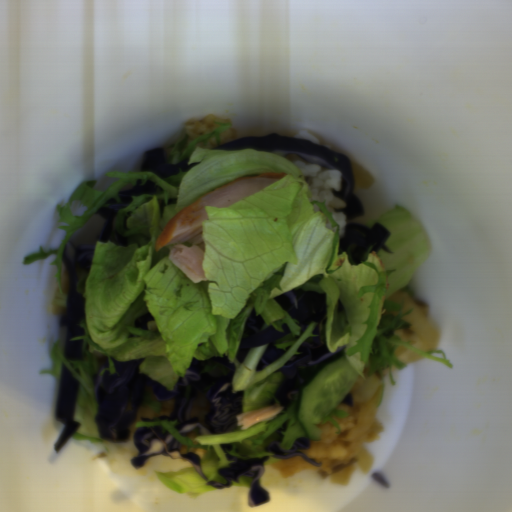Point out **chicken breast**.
Masks as SVG:
<instances>
[{
	"label": "chicken breast",
	"instance_id": "chicken-breast-3",
	"mask_svg": "<svg viewBox=\"0 0 512 512\" xmlns=\"http://www.w3.org/2000/svg\"><path fill=\"white\" fill-rule=\"evenodd\" d=\"M284 407L265 406L255 411L244 412L235 416L237 427L242 431L259 423L260 421L277 415Z\"/></svg>",
	"mask_w": 512,
	"mask_h": 512
},
{
	"label": "chicken breast",
	"instance_id": "chicken-breast-2",
	"mask_svg": "<svg viewBox=\"0 0 512 512\" xmlns=\"http://www.w3.org/2000/svg\"><path fill=\"white\" fill-rule=\"evenodd\" d=\"M145 391H148L150 393L151 399L154 403L160 404V410L159 412H155L147 405H140L137 411L136 419L134 423L130 426L127 439L134 440V432L137 430L135 426L138 422L144 421L142 420V417H146L149 420H152V422L162 421L160 420V417L168 416L174 411L175 400L171 398H162L159 396H155L154 389L151 388L150 386Z\"/></svg>",
	"mask_w": 512,
	"mask_h": 512
},
{
	"label": "chicken breast",
	"instance_id": "chicken-breast-4",
	"mask_svg": "<svg viewBox=\"0 0 512 512\" xmlns=\"http://www.w3.org/2000/svg\"><path fill=\"white\" fill-rule=\"evenodd\" d=\"M210 409V403L208 400L207 393L203 390L198 396L192 398L188 407V418H194L197 416L199 424H203V417L208 413Z\"/></svg>",
	"mask_w": 512,
	"mask_h": 512
},
{
	"label": "chicken breast",
	"instance_id": "chicken-breast-1",
	"mask_svg": "<svg viewBox=\"0 0 512 512\" xmlns=\"http://www.w3.org/2000/svg\"><path fill=\"white\" fill-rule=\"evenodd\" d=\"M284 178V173L261 172L231 180L200 196L172 216L157 237L156 253L169 245L168 261L176 265L193 283L205 281L202 267L205 244L202 227L208 221L204 206L226 208L261 188Z\"/></svg>",
	"mask_w": 512,
	"mask_h": 512
}]
</instances>
